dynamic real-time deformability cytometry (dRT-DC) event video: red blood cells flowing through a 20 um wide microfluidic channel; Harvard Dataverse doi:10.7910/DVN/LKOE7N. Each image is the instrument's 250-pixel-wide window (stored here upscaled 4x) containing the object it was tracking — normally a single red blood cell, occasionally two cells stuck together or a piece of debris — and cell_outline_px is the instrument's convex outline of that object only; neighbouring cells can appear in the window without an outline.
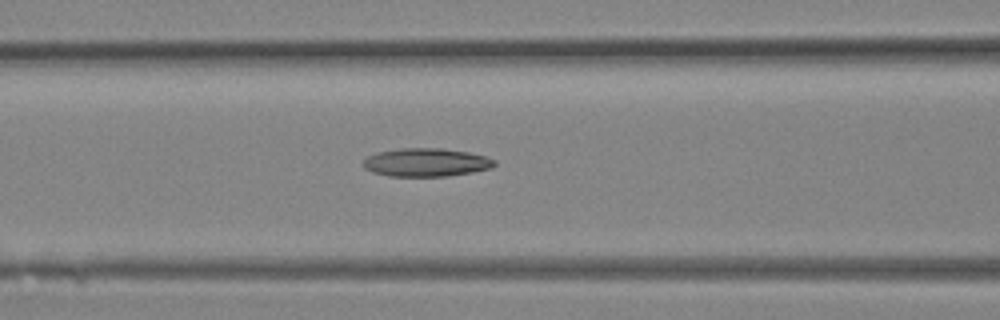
{"species": "Egyptian fruit bat (a non-hibernating species)", "species_latin": "Rousettus aegyptiacus", "temperature_condition": "room temperature", "stored_images_in_passage": 16, "camera_frame_rate_fps": 3000, "um_per_image_px": 0.085, "animal": {"sex": "female"}, "frame": {"image": 1, "passage_image": 12, "time_ms": 3.667, "image_size_px": [1000, 320], "cell_outline_px": [[496, 164], [492, 168], [472, 172], [448, 176], [388, 176], [372, 172], [364, 168], [364, 160], [368, 156], [376, 152], [400, 148], [444, 148], [468, 152], [484, 156], [496, 160]], "centroid_in_image_um": [36.23, 13.8], "position_along_channel_um": 130.4, "area_um2": 21.73}}
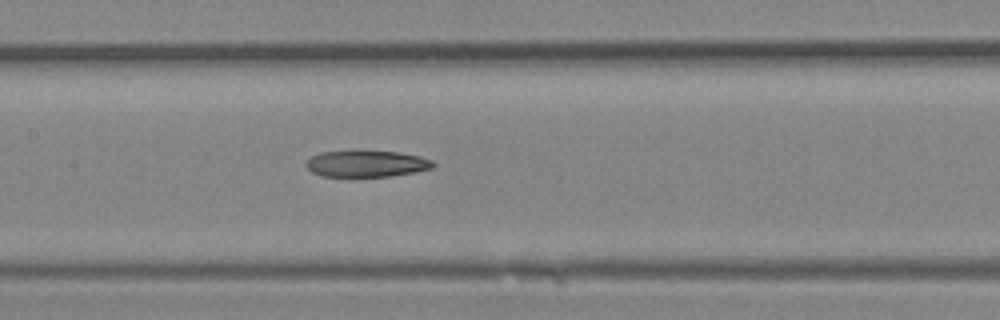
{"frame": {"image": 2, "passage_image": 14, "time_ms": 4.333, "image_size_px": [1000, 320], "cell_outline_px": [[436, 164], [432, 168], [416, 172], [392, 176], [352, 180], [324, 176], [312, 172], [304, 164], [312, 156], [320, 152], [352, 148], [356, 148], [396, 152], [420, 156], [432, 160]], "centroid_in_image_um": [31.1, 13.92], "position_along_channel_um": 176.3, "area_um2": 21.33}}
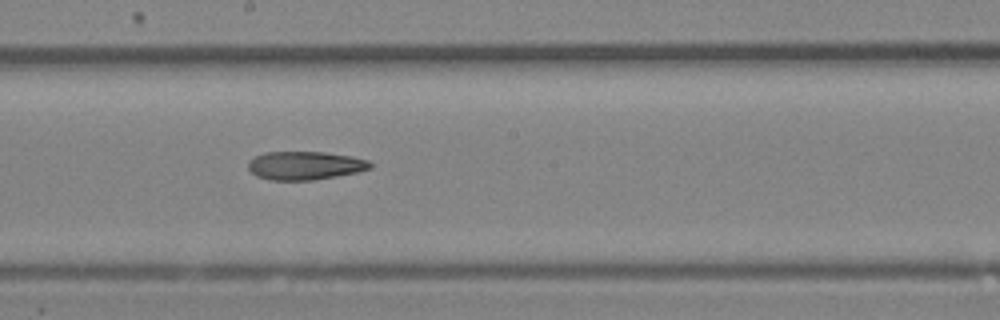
{"frame": {"image": 3, "passage_image": 16, "time_ms": 5.0, "image_size_px": [1000, 320], "cell_outline_px": [[372, 168], [360, 172], [312, 180], [268, 180], [256, 176], [248, 168], [248, 160], [264, 152], [324, 152], [352, 156], [368, 160], [372, 164]], "centroid_in_image_um": [25.93, 14.07], "position_along_channel_um": 222.3, "area_um2": 20.35}}